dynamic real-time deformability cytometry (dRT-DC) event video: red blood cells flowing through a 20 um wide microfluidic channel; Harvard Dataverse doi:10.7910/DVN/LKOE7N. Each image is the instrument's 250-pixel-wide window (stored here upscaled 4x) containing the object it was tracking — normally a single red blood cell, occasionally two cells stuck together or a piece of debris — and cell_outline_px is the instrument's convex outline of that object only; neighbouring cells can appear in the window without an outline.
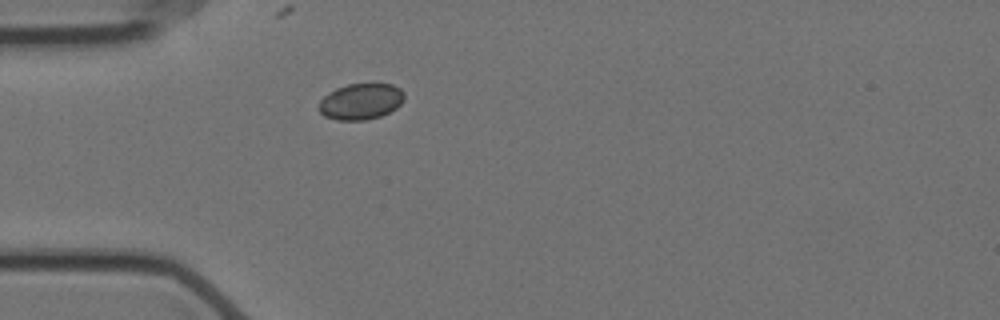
{"species": "Egyptian fruit bat (a non-hibernating species)", "species_latin": "Rousettus aegyptiacus", "temperature_condition": "cold", "stored_images_in_passage": 17, "camera_frame_rate_fps": 3000, "um_per_image_px": 0.085, "animal": {"sex": "female"}, "frame": {"image": 1, "passage_image": 1, "time_ms": 0.0, "image_size_px": [1000, 320], "cell_outline_px": [[404, 100], [396, 108], [380, 116], [364, 120], [336, 120], [324, 116], [316, 108], [320, 100], [328, 92], [336, 88], [348, 84], [372, 80], [392, 84], [400, 88], [404, 92]], "centroid_in_image_um": [30.67, 8.57], "position_along_channel_um": 54.3, "area_um2": 18.73}}
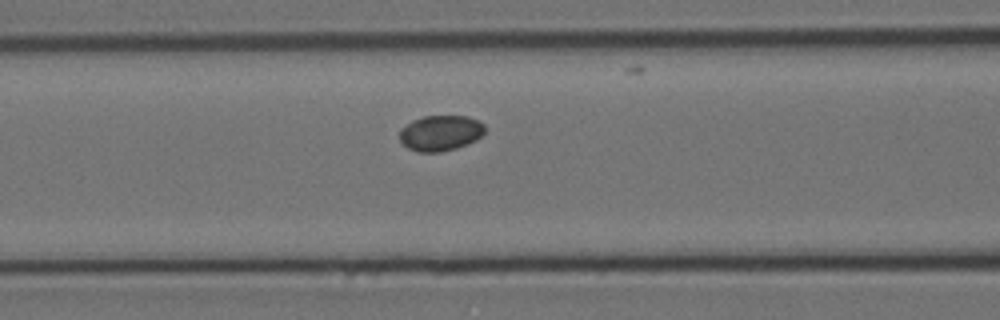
{"frame": {"image": 2, "passage_image": 8, "time_ms": 2.333, "image_size_px": [1000, 320], "cell_outline_px": [[484, 132], [476, 140], [468, 144], [456, 148], [440, 152], [416, 152], [408, 148], [400, 140], [400, 128], [412, 120], [424, 116], [468, 116], [480, 120], [484, 124]], "centroid_in_image_um": [37.44, 11.3], "position_along_channel_um": 129.2, "area_um2": 17.8}}
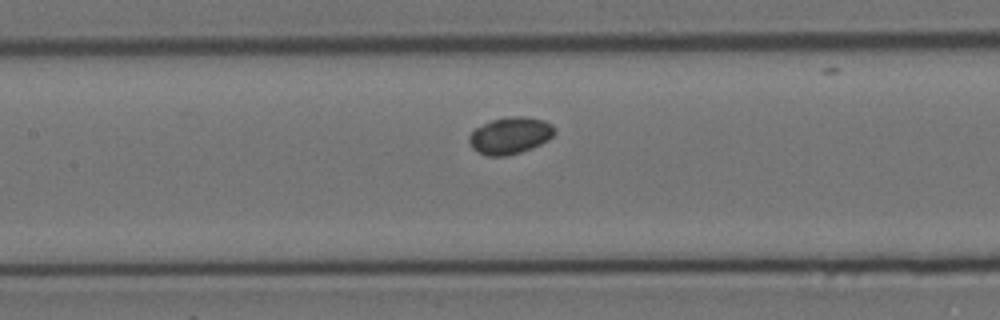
{"frame": {"image": 3, "passage_image": 11, "time_ms": 3.333, "image_size_px": [1000, 320], "cell_outline_px": [[556, 132], [548, 140], [532, 148], [520, 152], [504, 156], [488, 156], [476, 152], [472, 148], [468, 140], [468, 136], [476, 128], [492, 120], [512, 116], [524, 116], [544, 120], [552, 124], [556, 128]], "centroid_in_image_um": [43.37, 11.52], "position_along_channel_um": 164.0, "area_um2": 18.38}}